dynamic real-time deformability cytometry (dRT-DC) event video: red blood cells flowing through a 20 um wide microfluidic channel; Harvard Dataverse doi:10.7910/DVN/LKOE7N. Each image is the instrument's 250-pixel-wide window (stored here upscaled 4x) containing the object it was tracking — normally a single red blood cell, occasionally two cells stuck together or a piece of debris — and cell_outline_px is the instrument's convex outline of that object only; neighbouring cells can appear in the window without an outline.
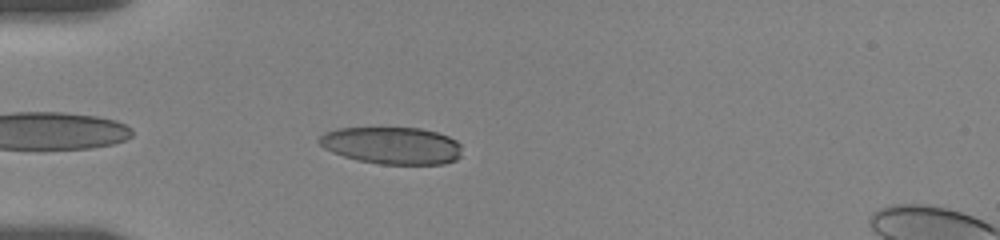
{"species": "human", "species_latin": "Homo sapiens", "temperature_condition": "room temperature", "stored_images_in_passage": 10, "segment_of_instrument_passage": [2, 2], "camera_frame_rate_fps": 3000, "um_per_image_px": 0.085, "donor": {"sex": "female"}, "frame": {"image": 1, "passage_image": 6, "time_ms": 5.0, "image_size_px": [1000, 240], "cell_outline_px": [[460, 156], [456, 160], [444, 164], [380, 164], [356, 160], [332, 152], [324, 148], [316, 140], [324, 132], [336, 128], [420, 128], [436, 132], [448, 136], [456, 140], [460, 144]], "centroid_in_image_um": [33.29, 12.37], "position_along_channel_um": 51.7, "area_um2": 31.04}}
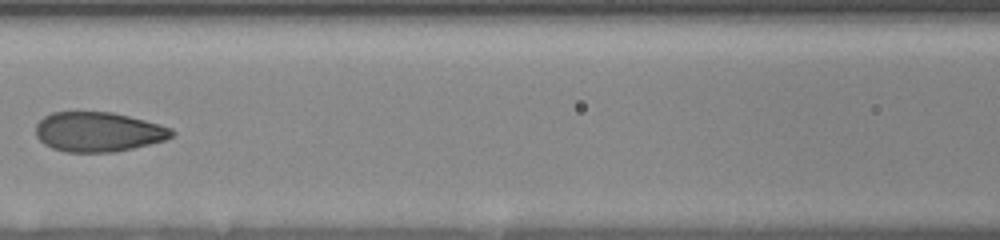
{"frame": {"image": 2, "passage_image": 9, "time_ms": 8.333, "image_size_px": [1000, 240], "cell_outline_px": [[176, 132], [172, 136], [164, 140], [116, 152], [64, 152], [52, 148], [44, 144], [36, 136], [36, 124], [44, 116], [52, 112], [112, 112], [160, 124], [172, 128]], "centroid_in_image_um": [8.34, 11.21], "position_along_channel_um": 158.3, "area_um2": 31.44}}
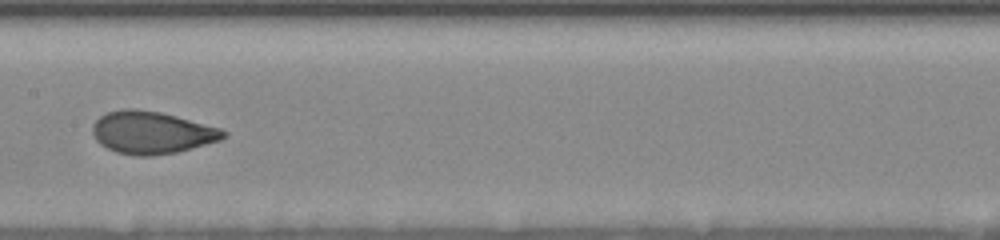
{"frame": {"image": 3, "passage_image": 10, "time_ms": 9.333, "image_size_px": [1000, 240], "cell_outline_px": [[228, 136], [220, 140], [176, 152], [152, 156], [136, 156], [116, 152], [100, 144], [96, 140], [92, 132], [92, 124], [100, 116], [108, 112], [124, 108], [136, 108], [160, 112], [176, 116], [220, 128], [228, 132]], "centroid_in_image_um": [12.88, 11.26], "position_along_channel_um": 194.5, "area_um2": 32.37}}